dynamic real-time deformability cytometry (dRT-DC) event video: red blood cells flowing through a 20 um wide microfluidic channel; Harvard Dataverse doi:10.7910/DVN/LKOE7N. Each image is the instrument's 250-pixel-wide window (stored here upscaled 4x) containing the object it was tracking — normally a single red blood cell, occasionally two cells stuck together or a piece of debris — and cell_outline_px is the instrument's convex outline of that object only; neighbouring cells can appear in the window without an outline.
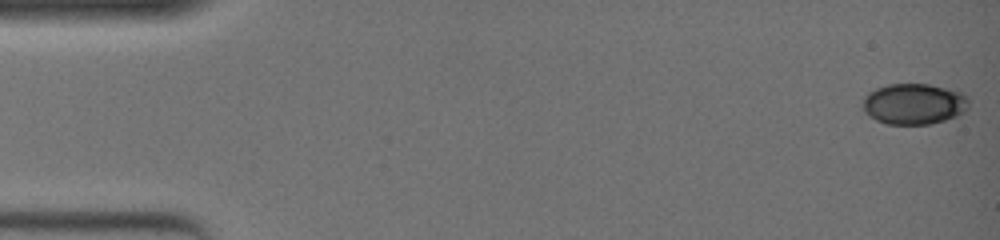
{"species": "common noctule bat (a hibernating species)", "species_latin": "Nyctalus noctula", "temperature_condition": "warm", "stored_images_in_passage": 51, "camera_frame_rate_fps": 3000, "um_per_image_px": 0.085, "animal": {"sex": "female", "body_mass_g": 19.0, "forearm_length_mm": 51.5}, "frame": {"image": 1, "passage_image": 1, "time_ms": 0.0, "image_size_px": [1000, 240], "cell_outline_px": [[968, 108], [964, 112], [956, 116], [944, 120], [928, 124], [888, 124], [876, 120], [868, 116], [864, 112], [864, 96], [868, 92], [876, 88], [888, 84], [928, 84], [960, 92], [968, 96]], "centroid_in_image_um": [77.67, 8.83], "position_along_channel_um": 7.3, "area_um2": 25.2}}
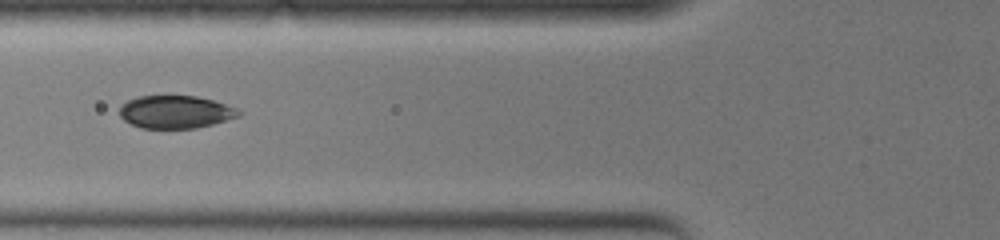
{"frame": {"image": 2, "passage_image": 21, "time_ms": 6.667, "image_size_px": [1000, 240], "cell_outline_px": [[240, 116], [212, 124], [196, 128], [144, 128], [132, 124], [124, 120], [120, 116], [120, 104], [136, 96], [196, 96], [212, 100], [236, 108], [240, 112]], "centroid_in_image_um": [14.89, 9.51], "position_along_channel_um": 110.9, "area_um2": 22.6}}
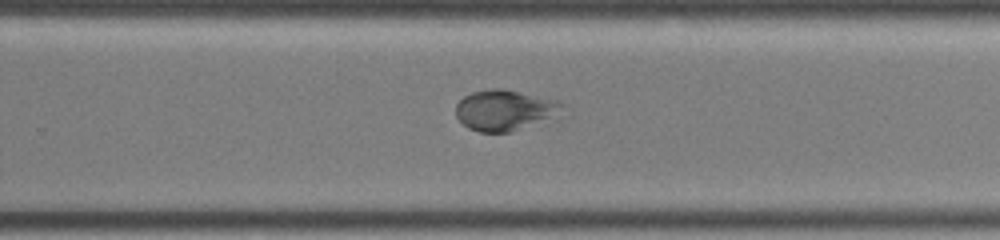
{"frame": {"image": 3, "passage_image": 35, "time_ms": 11.333, "image_size_px": [1000, 240], "cell_outline_px": [[564, 108], [548, 116], [512, 132], [480, 132], [468, 128], [456, 116], [456, 104], [464, 96], [472, 92], [492, 88], [500, 88], [560, 100], [564, 104]], "centroid_in_image_um": [42.82, 9.34], "position_along_channel_um": 287.0, "area_um2": 24.57}}